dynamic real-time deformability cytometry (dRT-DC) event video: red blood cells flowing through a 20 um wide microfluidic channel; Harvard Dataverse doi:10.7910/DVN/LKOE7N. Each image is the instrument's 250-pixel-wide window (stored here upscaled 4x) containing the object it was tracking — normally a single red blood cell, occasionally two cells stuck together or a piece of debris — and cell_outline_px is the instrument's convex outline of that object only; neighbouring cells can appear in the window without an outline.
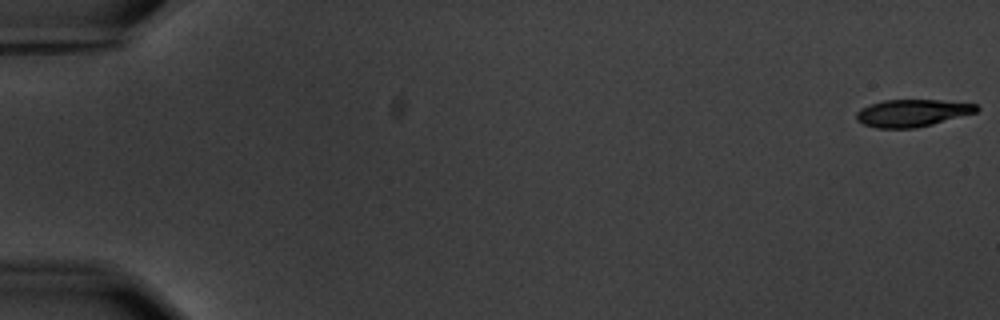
{"species": "common noctule bat (a hibernating species)", "species_latin": "Nyctalus noctula", "temperature_condition": "warm", "stored_images_in_passage": 6, "segment_of_instrument_passage": [1, 2], "camera_frame_rate_fps": 3000, "um_per_image_px": 0.085, "animal": {"sex": "male", "body_mass_g": 20.1, "forearm_length_mm": 53.5}, "frame": {"image": 1, "passage_image": 1, "time_ms": 0.0, "image_size_px": [1000, 320], "cell_outline_px": [[980, 108], [976, 112], [932, 124], [916, 128], [876, 128], [864, 124], [856, 120], [856, 112], [860, 108], [884, 100], [940, 100], [976, 104]], "centroid_in_image_um": [77.51, 9.6], "position_along_channel_um": 7.5, "area_um2": 18.96}}
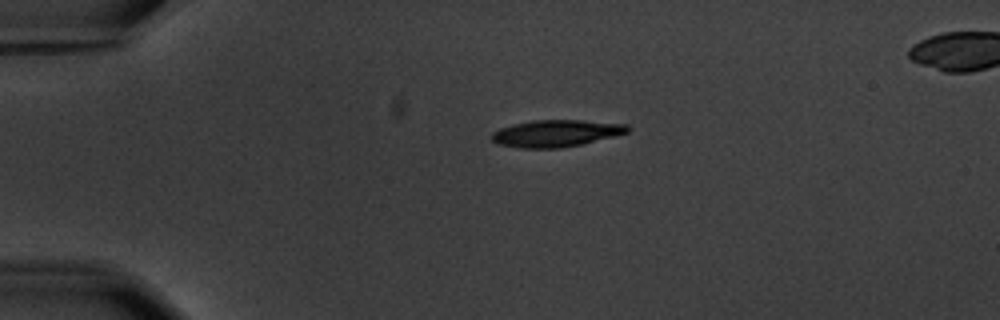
{"frame": {"image": 2, "passage_image": 4, "time_ms": 4.333, "image_size_px": [1000, 320], "cell_outline_px": [[628, 132], [580, 144], [560, 148], [520, 148], [496, 144], [492, 140], [492, 132], [500, 128], [512, 124], [532, 120], [580, 120], [628, 124]], "centroid_in_image_um": [47.2, 11.33], "position_along_channel_um": 37.8, "area_um2": 21.15}}